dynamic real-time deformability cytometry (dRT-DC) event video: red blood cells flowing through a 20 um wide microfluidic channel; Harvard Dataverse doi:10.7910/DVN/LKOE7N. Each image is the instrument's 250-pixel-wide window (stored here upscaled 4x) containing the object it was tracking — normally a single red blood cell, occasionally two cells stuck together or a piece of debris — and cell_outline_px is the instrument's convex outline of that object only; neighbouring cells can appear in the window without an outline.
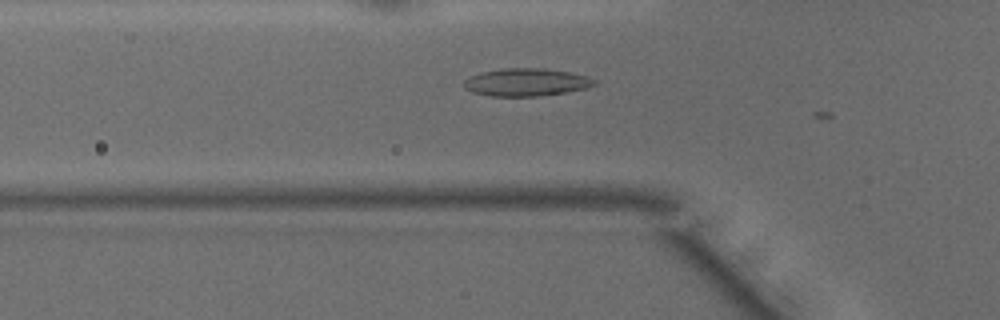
{"species": "common noctule bat (a hibernating species)", "species_latin": "Nyctalus noctula", "temperature_condition": "warm", "stored_images_in_passage": 6, "camera_frame_rate_fps": 3000, "um_per_image_px": 0.085, "animal": {"sex": "male", "body_mass_g": 15.6}, "frame": {"image": 1, "passage_image": 4, "time_ms": 1.0, "image_size_px": [1000, 320], "cell_outline_px": [[596, 84], [588, 88], [540, 96], [492, 96], [472, 92], [464, 88], [464, 80], [468, 76], [480, 72], [504, 68], [544, 68], [572, 72], [588, 76], [596, 80]], "centroid_in_image_um": [44.73, 6.98], "position_along_channel_um": 81.1, "area_um2": 21.27}}